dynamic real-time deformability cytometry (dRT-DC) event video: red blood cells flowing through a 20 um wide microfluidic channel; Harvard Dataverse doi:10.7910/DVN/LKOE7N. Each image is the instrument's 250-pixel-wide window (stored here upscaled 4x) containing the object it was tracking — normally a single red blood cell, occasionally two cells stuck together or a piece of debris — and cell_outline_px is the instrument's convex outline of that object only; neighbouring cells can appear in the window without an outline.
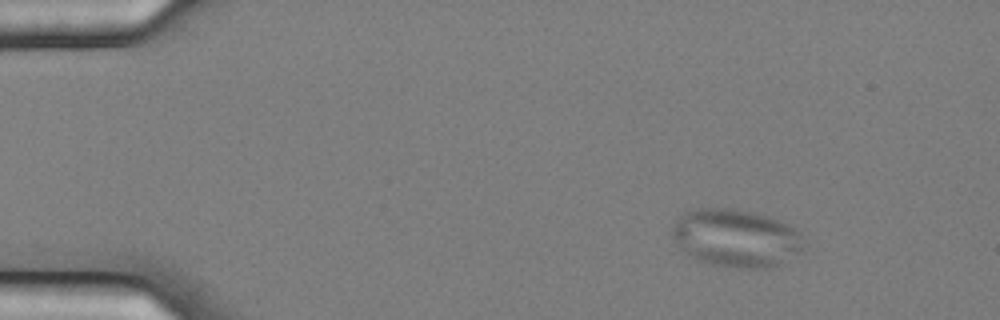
{"species": "common noctule bat (a hibernating species)", "species_latin": "Nyctalus noctula", "temperature_condition": "cold", "stored_images_in_passage": 4, "camera_frame_rate_fps": 3000, "um_per_image_px": 0.085, "animal": {"sex": "female", "body_mass_g": 25.1}, "frame": {"image": 1, "passage_image": 1, "time_ms": 0.0, "image_size_px": [1000, 320], "cell_outline_px": [[804, 248], [776, 264], [768, 268], [748, 268], [716, 264], [700, 260], [692, 256], [680, 248], [672, 236], [672, 228], [676, 220], [684, 212], [700, 208], [724, 208], [748, 212], [764, 216], [776, 220], [792, 228], [800, 236]], "centroid_in_image_um": [62.48, 20.22], "position_along_channel_um": 22.5, "area_um2": 42.77}}